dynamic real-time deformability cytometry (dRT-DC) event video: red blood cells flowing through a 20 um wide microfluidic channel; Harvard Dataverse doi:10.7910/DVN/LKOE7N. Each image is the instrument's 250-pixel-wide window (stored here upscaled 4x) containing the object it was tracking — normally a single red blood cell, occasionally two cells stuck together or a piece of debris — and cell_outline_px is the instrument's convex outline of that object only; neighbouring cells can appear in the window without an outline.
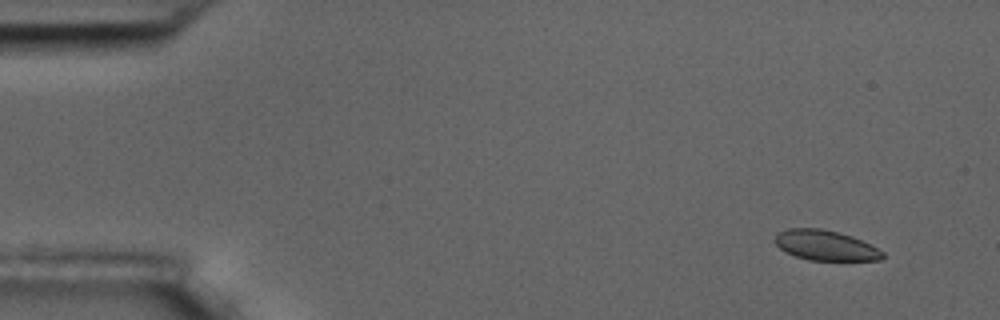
{"species": "common noctule bat (a hibernating species)", "species_latin": "Nyctalus noctula", "temperature_condition": "room temperature", "stored_images_in_passage": 5, "camera_frame_rate_fps": 3000, "um_per_image_px": 0.085, "animal": {"sex": "male", "body_mass_g": 17.5, "forearm_length_mm": 52.3}, "frame": {"image": 1, "passage_image": 2, "time_ms": 1.0, "image_size_px": [1000, 320], "cell_outline_px": [[884, 256], [880, 260], [808, 260], [784, 252], [772, 240], [776, 232], [788, 228], [820, 228], [840, 232], [852, 236], [884, 252]], "centroid_in_image_um": [70.09, 20.84], "position_along_channel_um": 14.9, "area_um2": 19.02}}